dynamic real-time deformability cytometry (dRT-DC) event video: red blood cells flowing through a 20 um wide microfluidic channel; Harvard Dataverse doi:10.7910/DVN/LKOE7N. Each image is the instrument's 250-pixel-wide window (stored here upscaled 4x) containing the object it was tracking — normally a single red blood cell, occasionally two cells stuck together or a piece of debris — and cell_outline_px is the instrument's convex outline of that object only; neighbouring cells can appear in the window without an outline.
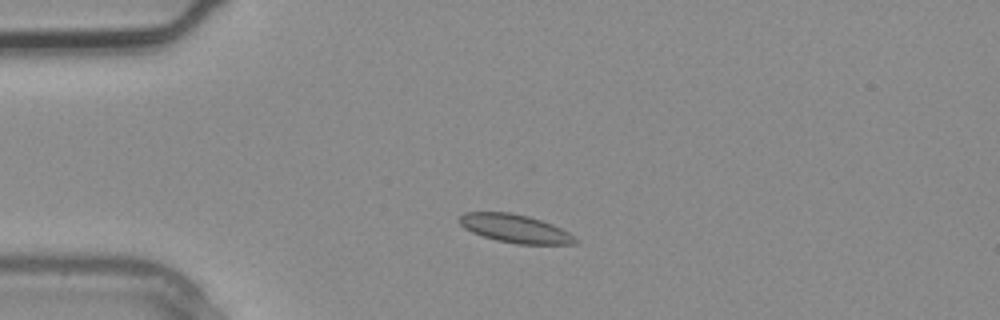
{"species": "common noctule bat (a hibernating species)", "species_latin": "Nyctalus noctula", "temperature_condition": "warm", "stored_images_in_passage": 3, "camera_frame_rate_fps": 3000, "um_per_image_px": 0.085, "animal": {"sex": "male", "body_mass_g": 20.4}, "frame": {"image": 1, "passage_image": 3, "time_ms": 0.667, "image_size_px": [1000, 320], "cell_outline_px": [[576, 244], [520, 244], [496, 240], [472, 232], [464, 228], [460, 224], [460, 216], [464, 212], [512, 212], [528, 216], [552, 224], [568, 232], [576, 240]], "centroid_in_image_um": [43.76, 19.42], "position_along_channel_um": 41.2, "area_um2": 18.84}}